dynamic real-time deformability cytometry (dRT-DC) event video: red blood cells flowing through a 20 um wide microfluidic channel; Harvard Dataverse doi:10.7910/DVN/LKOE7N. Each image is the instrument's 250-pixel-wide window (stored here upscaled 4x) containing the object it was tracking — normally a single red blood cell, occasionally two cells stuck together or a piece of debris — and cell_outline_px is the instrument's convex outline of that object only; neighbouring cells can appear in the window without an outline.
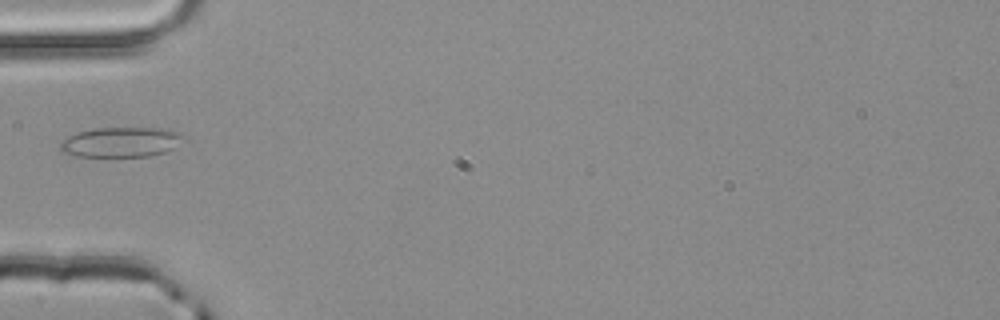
{"species": "common noctule bat (a hibernating species)", "species_latin": "Nyctalus noctula", "temperature_condition": "room temperature", "stored_images_in_passage": 3, "camera_frame_rate_fps": 3000, "um_per_image_px": 0.085, "animal": {"sex": "male", "body_mass_g": 20.4}, "frame": {"image": 1, "passage_image": 3, "time_ms": 0.667, "image_size_px": [1000, 320], "cell_outline_px": [[188, 140], [176, 148], [164, 152], [148, 156], [76, 156], [64, 152], [60, 148], [60, 144], [68, 136], [76, 132], [96, 128], [168, 128], [180, 132], [188, 136]], "centroid_in_image_um": [10.42, 12.06], "position_along_channel_um": 74.6, "area_um2": 21.91}}